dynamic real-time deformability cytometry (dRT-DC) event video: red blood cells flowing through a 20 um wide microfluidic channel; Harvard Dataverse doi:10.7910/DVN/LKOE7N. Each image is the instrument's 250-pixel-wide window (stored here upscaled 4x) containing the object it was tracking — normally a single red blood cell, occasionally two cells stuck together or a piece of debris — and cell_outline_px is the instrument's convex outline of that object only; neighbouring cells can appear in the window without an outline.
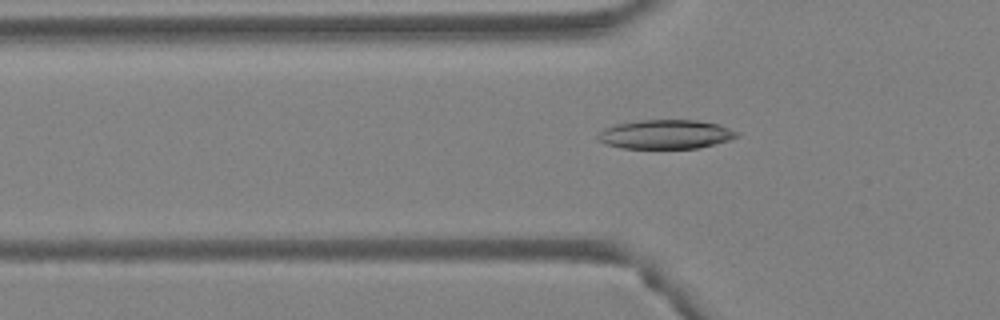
{"species": "Egyptian fruit bat (a non-hibernating species)", "species_latin": "Rousettus aegyptiacus", "temperature_condition": "warm", "stored_images_in_passage": 38, "camera_frame_rate_fps": 3000, "um_per_image_px": 0.085, "animal": {"sex": "female"}, "frame": {"image": 1, "passage_image": 6, "time_ms": 1.667, "image_size_px": [1000, 320], "cell_outline_px": [[740, 136], [728, 140], [700, 148], [620, 148], [604, 144], [596, 140], [596, 136], [604, 128], [616, 124], [640, 120], [696, 120], [716, 124], [740, 132]], "centroid_in_image_um": [56.54, 11.42], "position_along_channel_um": 69.3, "area_um2": 23.64}}
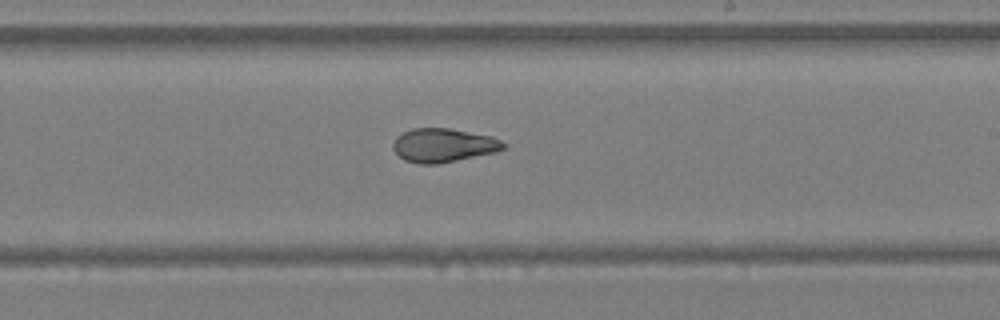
{"frame": {"image": 2, "passage_image": 19, "time_ms": 6.0, "image_size_px": [1000, 320], "cell_outline_px": [[508, 144], [504, 148], [496, 152], [436, 164], [420, 164], [404, 160], [392, 148], [392, 144], [396, 136], [412, 128], [448, 128], [492, 136]], "centroid_in_image_um": [37.68, 12.34], "position_along_channel_um": 251.3, "area_um2": 21.68}}
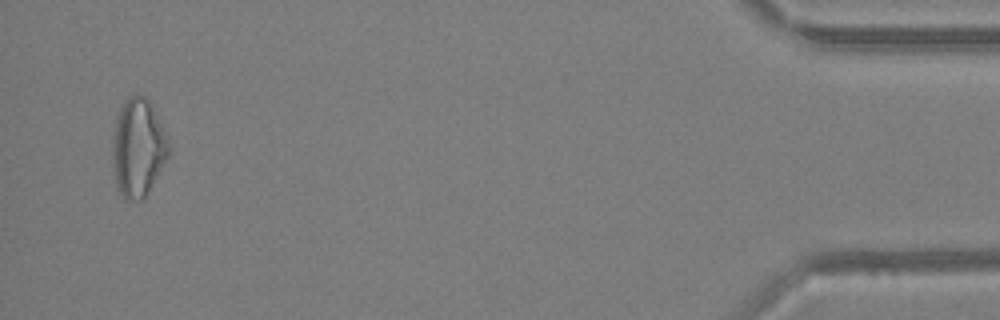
{"frame": {"image": 3, "passage_image": 37, "time_ms": 12.0, "image_size_px": [1000, 320], "cell_outline_px": [[168, 156], [144, 200], [124, 200], [116, 188], [112, 164], [112, 140], [116, 116], [124, 100], [128, 96], [136, 92], [144, 96], [152, 104], [168, 136]], "centroid_in_image_um": [11.71, 12.54], "position_along_channel_um": 423.5, "area_um2": 32.77}, "authors_computed_cell_mechanics": {"area_um2": 22.9177, "velocity_mm_per_s": 4.2036, "shape_relaxation_time_tau1_ms": 10.401, "shape_relaxation_time_tau2_ms": 1.621, "deformation_change_tau1": 0.2831, "deformation_change_tau2": 0.0701}}